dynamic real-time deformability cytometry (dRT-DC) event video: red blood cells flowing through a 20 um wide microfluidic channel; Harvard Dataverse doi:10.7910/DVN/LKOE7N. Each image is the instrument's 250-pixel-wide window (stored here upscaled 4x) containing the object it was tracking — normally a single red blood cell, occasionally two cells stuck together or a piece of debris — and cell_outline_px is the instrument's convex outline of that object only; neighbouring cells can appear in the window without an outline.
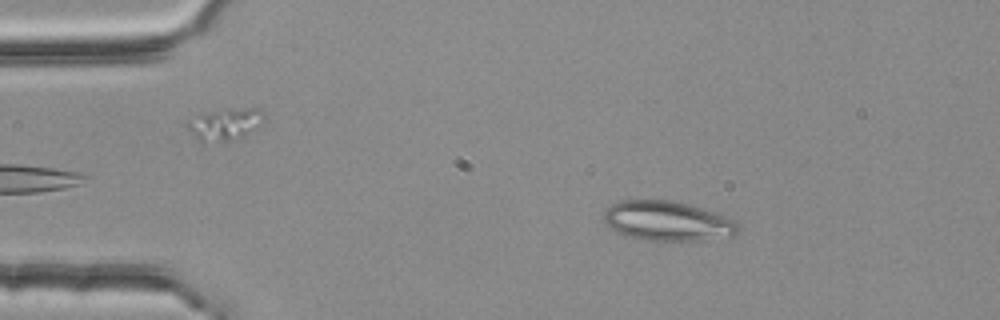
{"species": "common noctule bat (a hibernating species)", "species_latin": "Nyctalus noctula", "temperature_condition": "room temperature", "stored_images_in_passage": 2, "camera_frame_rate_fps": 3000, "um_per_image_px": 0.085, "animal": {"sex": "female", "body_mass_g": 25.1}, "frame": {"image": 1, "passage_image": 1, "time_ms": 0.0, "image_size_px": [1000, 320], "cell_outline_px": [[740, 232], [732, 236], [704, 240], [660, 244], [644, 240], [616, 232], [604, 220], [604, 212], [612, 204], [620, 200], [672, 200], [720, 212], [732, 216], [740, 224]], "centroid_in_image_um": [56.85, 18.82], "position_along_channel_um": 28.1, "area_um2": 32.37}}